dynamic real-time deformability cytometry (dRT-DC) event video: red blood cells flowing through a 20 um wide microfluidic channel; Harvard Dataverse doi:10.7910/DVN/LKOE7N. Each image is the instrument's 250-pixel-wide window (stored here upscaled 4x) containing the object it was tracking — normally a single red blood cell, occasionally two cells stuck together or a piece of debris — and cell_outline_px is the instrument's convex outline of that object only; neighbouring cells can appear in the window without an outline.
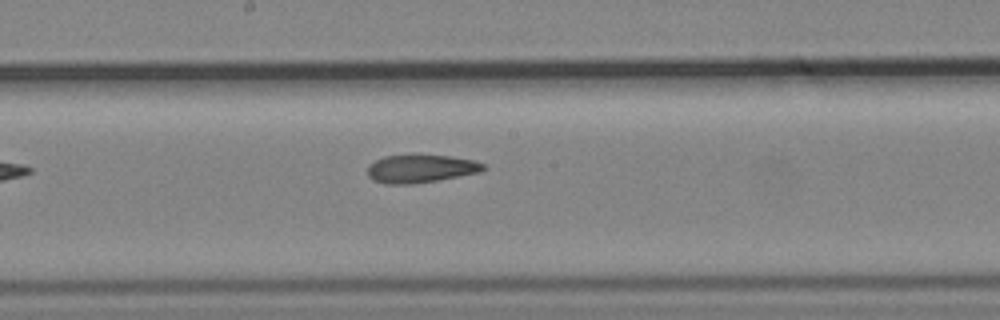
{"species": "common noctule bat (a hibernating species)", "species_latin": "Nyctalus noctula", "temperature_condition": "cold", "stored_images_in_passage": 8, "camera_frame_rate_fps": 3000, "um_per_image_px": 0.085, "animal": {"sex": "male", "body_mass_g": 19.2, "forearm_length_mm": 51.8}, "frame": {"image": 1, "passage_image": 8, "time_ms": 2.333, "image_size_px": [1000, 320], "cell_outline_px": [[488, 168], [480, 172], [436, 180], [412, 184], [384, 184], [372, 180], [368, 176], [368, 164], [384, 156], [448, 156], [472, 160], [484, 164]], "centroid_in_image_um": [35.73, 14.35], "position_along_channel_um": 212.5, "area_um2": 18.61}}